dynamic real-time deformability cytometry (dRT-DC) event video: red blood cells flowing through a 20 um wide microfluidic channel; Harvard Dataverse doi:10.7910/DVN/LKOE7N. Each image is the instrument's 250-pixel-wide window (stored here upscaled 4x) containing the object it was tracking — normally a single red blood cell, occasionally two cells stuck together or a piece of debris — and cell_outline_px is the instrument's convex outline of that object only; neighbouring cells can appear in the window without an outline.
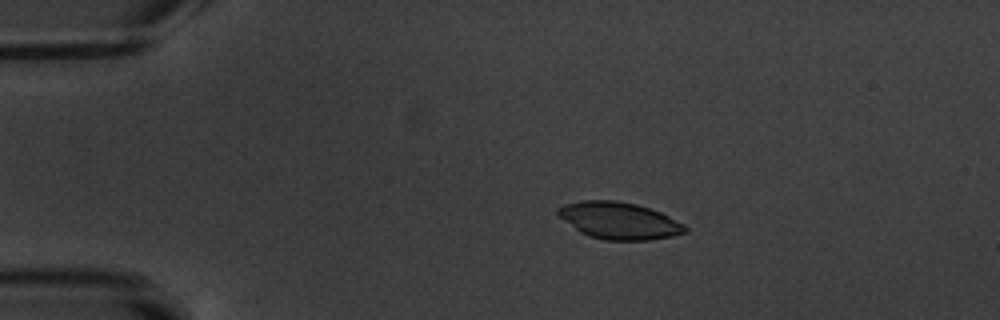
{"species": "common noctule bat (a hibernating species)", "species_latin": "Nyctalus noctula", "temperature_condition": "warm", "stored_images_in_passage": 7, "camera_frame_rate_fps": 3000, "um_per_image_px": 0.085, "animal": {"sex": "male", "body_mass_g": 20.1, "forearm_length_mm": 53.5}, "frame": {"image": 1, "passage_image": 4, "time_ms": 3.667, "image_size_px": [1000, 320], "cell_outline_px": [[688, 232], [672, 236], [648, 240], [604, 240], [588, 236], [580, 232], [560, 216], [556, 212], [556, 208], [564, 204], [584, 200], [616, 200], [636, 204], [660, 212], [684, 224], [688, 228]], "centroid_in_image_um": [52.63, 18.75], "position_along_channel_um": 32.4, "area_um2": 27.28}}